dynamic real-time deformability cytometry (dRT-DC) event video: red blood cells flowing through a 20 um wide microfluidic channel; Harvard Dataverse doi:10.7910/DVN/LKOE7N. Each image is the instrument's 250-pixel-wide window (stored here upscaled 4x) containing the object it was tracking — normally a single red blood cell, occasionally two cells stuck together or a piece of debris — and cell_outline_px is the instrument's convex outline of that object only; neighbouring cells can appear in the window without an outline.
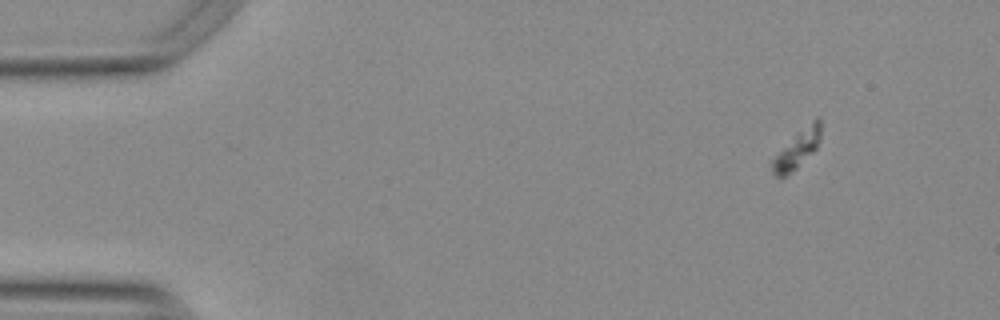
{"species": "Egyptian fruit bat (a non-hibernating species)", "species_latin": "Rousettus aegyptiacus", "temperature_condition": "warm", "stored_images_in_passage": 54, "camera_frame_rate_fps": 3000, "um_per_image_px": 0.085, "animal": {"sex": "female"}, "frame": {"image": 1, "passage_image": 1, "time_ms": 0.0, "image_size_px": [1000, 320], "cell_outline_px": [[820, 140], [816, 148], [796, 168], [784, 176], [776, 176], [772, 172], [772, 160], [796, 132], [816, 116], [820, 116]], "centroid_in_image_um": [67.79, 12.61], "position_along_channel_um": 17.2, "area_um2": 10.52}}
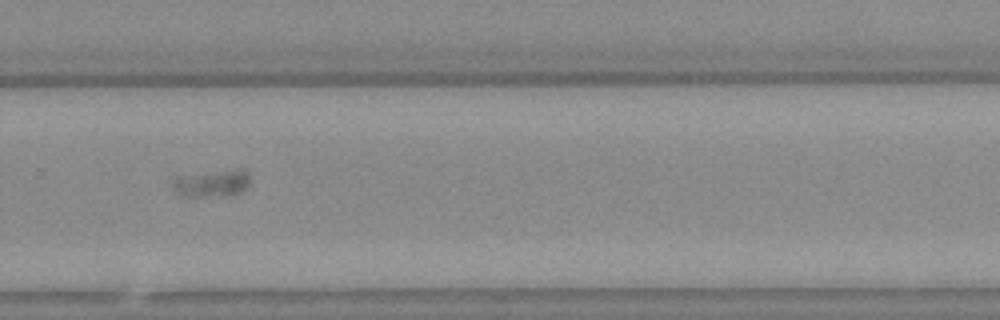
{"frame": {"image": 2, "passage_image": 35, "time_ms": 11.333, "image_size_px": [1000, 320], "cell_outline_px": [[248, 188], [244, 192], [236, 196], [188, 196], [172, 188], [172, 176], [236, 168], [244, 168], [248, 172]], "centroid_in_image_um": [18.08, 15.56], "position_along_channel_um": 311.7, "area_um2": 12.72}}
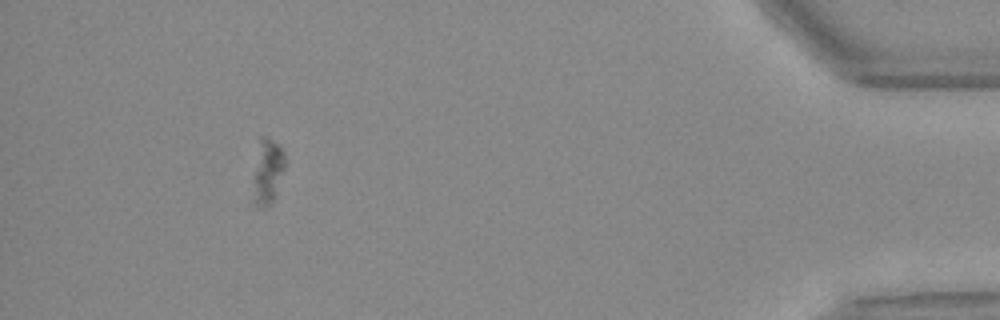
{"frame": {"image": 3, "passage_image": 49, "time_ms": 16.0, "image_size_px": [1000, 320], "cell_outline_px": [[284, 168], [272, 200], [264, 208], [256, 204], [256, 172], [260, 136], [264, 136], [276, 144], [284, 152]], "centroid_in_image_um": [22.79, 14.51], "position_along_channel_um": 412.4, "area_um2": 10.58}, "authors_computed_cell_mechanics": {"area_um2": 11.3288, "velocity_mm_per_s": 3.5451, "shape_relaxation_time_tau1_ms": 0.7125, "shape_relaxation_time_tau2_ms": 2.89, "deformation_change_tau1": null, "deformation_change_tau2": 0.0542}}